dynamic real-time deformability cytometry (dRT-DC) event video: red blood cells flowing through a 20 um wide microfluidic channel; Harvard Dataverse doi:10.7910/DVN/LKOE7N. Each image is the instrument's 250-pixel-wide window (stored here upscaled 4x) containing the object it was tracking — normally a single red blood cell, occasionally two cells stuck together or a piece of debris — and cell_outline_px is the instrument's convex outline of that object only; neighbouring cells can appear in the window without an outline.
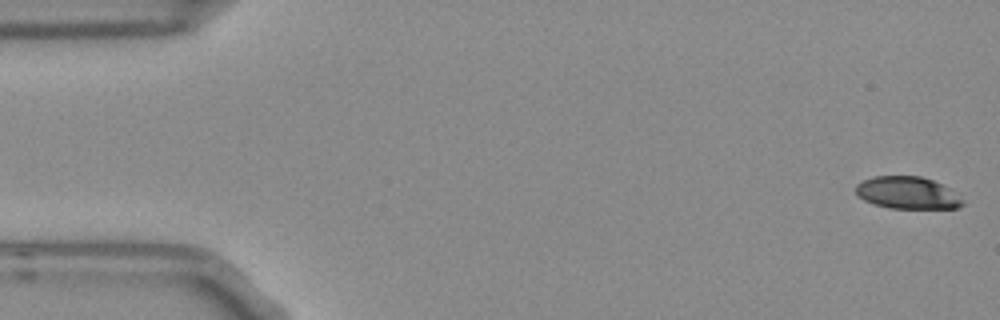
{"species": "Egyptian fruit bat (a non-hibernating species)", "species_latin": "Rousettus aegyptiacus", "temperature_condition": "room temperature", "stored_images_in_passage": 53, "camera_frame_rate_fps": 3000, "um_per_image_px": 0.085, "frame": {"image": 1, "passage_image": 1, "time_ms": 0.0, "image_size_px": [1000, 320], "cell_outline_px": [[964, 204], [956, 208], [888, 208], [872, 204], [864, 200], [856, 192], [856, 184], [864, 180], [876, 176], [920, 176], [932, 180], [948, 188], [964, 200]], "centroid_in_image_um": [77.12, 16.4], "position_along_channel_um": 7.9, "area_um2": 19.88}}
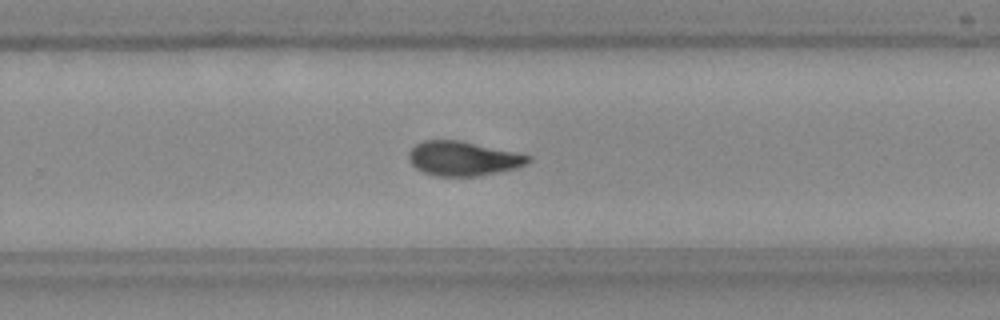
{"frame": {"image": 2, "passage_image": 34, "time_ms": 11.0, "image_size_px": [1000, 320], "cell_outline_px": [[532, 160], [516, 168], [476, 176], [436, 176], [424, 172], [416, 168], [412, 164], [408, 156], [408, 152], [416, 144], [424, 140], [460, 140], [532, 156]], "centroid_in_image_um": [39.34, 13.47], "position_along_channel_um": 290.5, "area_um2": 23.7}}
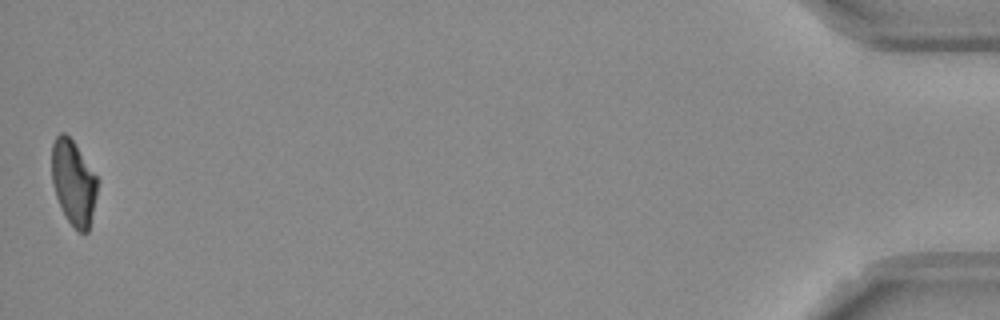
{"frame": {"image": 3, "passage_image": 53, "time_ms": 17.333, "image_size_px": [1000, 320], "cell_outline_px": [[100, 180], [88, 232], [80, 232], [68, 220], [56, 196], [52, 180], [52, 144], [56, 136], [60, 132], [64, 132], [72, 140]], "centroid_in_image_um": [6.26, 15.49], "position_along_channel_um": 428.9, "area_um2": 22.37}, "authors_computed_cell_mechanics": {"area_um2": 23.698, "velocity_mm_per_s": 3.7684, "shape_relaxation_time_tau1_ms": 5.8245, "shape_relaxation_time_tau2_ms": 2.6551, "deformation_change_tau1": 0.1759, "deformation_change_tau2": 0.0824}}